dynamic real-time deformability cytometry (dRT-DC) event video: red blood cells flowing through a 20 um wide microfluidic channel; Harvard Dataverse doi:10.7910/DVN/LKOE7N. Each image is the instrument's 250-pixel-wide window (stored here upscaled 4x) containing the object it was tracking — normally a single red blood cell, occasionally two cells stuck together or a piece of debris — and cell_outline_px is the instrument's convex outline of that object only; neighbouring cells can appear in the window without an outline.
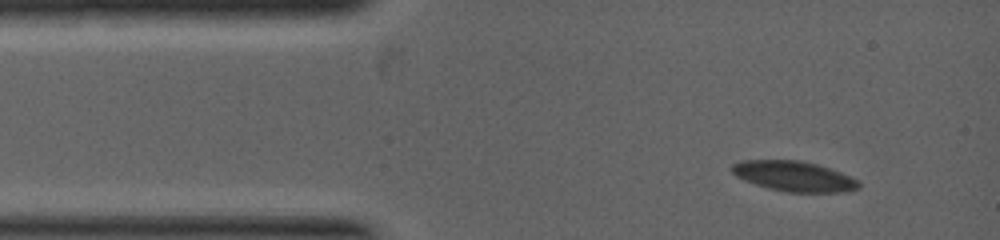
{"species": "common noctule bat (a hibernating species)", "species_latin": "Nyctalus noctula", "temperature_condition": "warm", "stored_images_in_passage": 5, "camera_frame_rate_fps": 5000, "um_per_image_px": 0.085, "animal": {"sex": "female", "body_mass_g": 19.0, "forearm_length_mm": 53.3}, "frame": {"image": 1, "passage_image": 1, "time_ms": 0.0, "image_size_px": [1000, 240], "cell_outline_px": [[860, 188], [848, 192], [788, 192], [768, 188], [744, 180], [736, 176], [732, 172], [732, 164], [744, 160], [800, 160], [816, 164], [840, 172], [856, 180], [860, 184]], "centroid_in_image_um": [67.49, 14.98], "position_along_channel_um": 17.5, "area_um2": 22.14}}
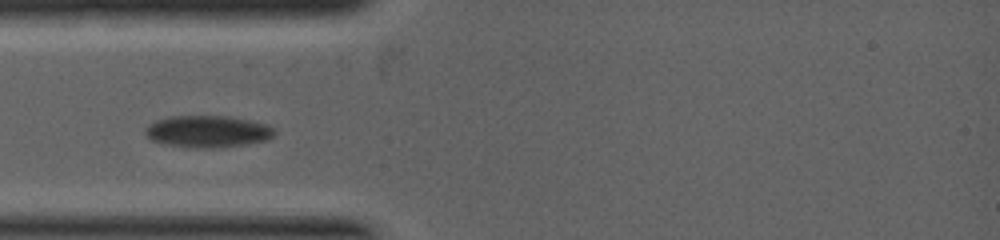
{"frame": {"image": 2, "passage_image": 4, "time_ms": 1.4, "image_size_px": [1000, 240], "cell_outline_px": [[276, 132], [268, 140], [248, 144], [220, 148], [188, 148], [164, 144], [152, 140], [144, 132], [144, 128], [148, 124], [156, 120], [168, 116], [228, 116], [268, 124]], "centroid_in_image_um": [17.64, 11.18], "position_along_channel_um": 67.4, "area_um2": 24.33}}